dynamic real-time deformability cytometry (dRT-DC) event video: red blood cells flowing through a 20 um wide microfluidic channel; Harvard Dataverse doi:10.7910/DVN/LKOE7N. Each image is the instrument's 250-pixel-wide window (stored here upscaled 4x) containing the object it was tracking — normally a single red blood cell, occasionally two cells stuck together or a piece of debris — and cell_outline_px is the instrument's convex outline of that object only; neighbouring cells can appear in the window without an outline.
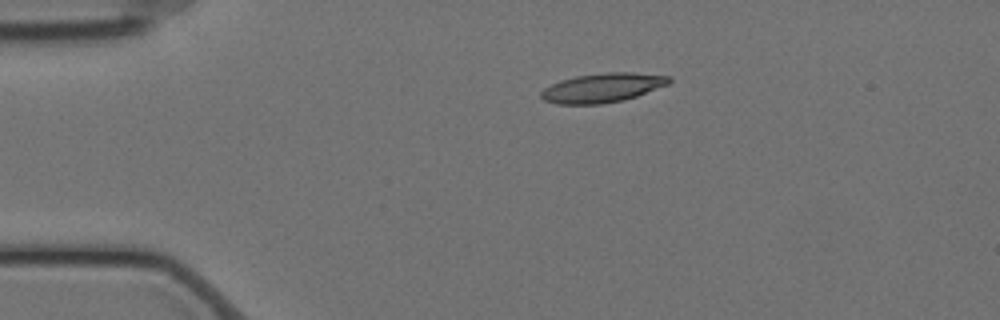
{"species": "Egyptian fruit bat (a non-hibernating species)", "species_latin": "Rousettus aegyptiacus", "temperature_condition": "cold", "stored_images_in_passage": 47, "camera_frame_rate_fps": 3000, "um_per_image_px": 0.085, "animal": {"sex": "female"}, "frame": {"image": 1, "passage_image": 1, "time_ms": 0.0, "image_size_px": [1000, 320], "cell_outline_px": [[672, 80], [668, 84], [636, 96], [624, 100], [600, 104], [556, 104], [544, 100], [540, 96], [540, 92], [544, 88], [560, 80], [576, 76], [604, 72], [632, 72], [672, 76]], "centroid_in_image_um": [51.21, 7.45], "position_along_channel_um": 33.8, "area_um2": 21.85}}
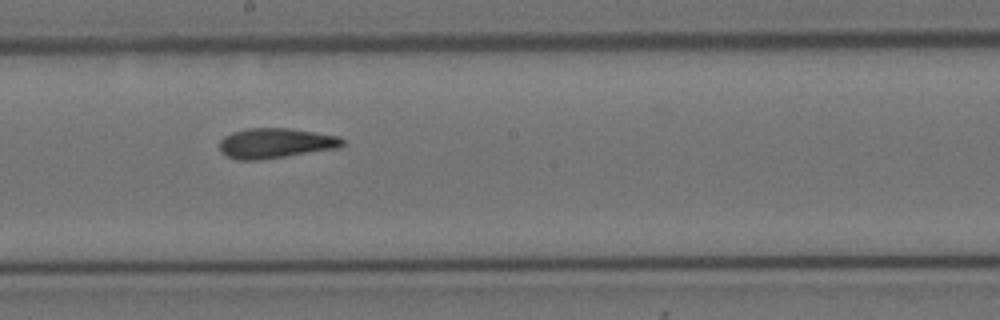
{"frame": {"image": 2, "passage_image": 21, "time_ms": 6.667, "image_size_px": [1000, 320], "cell_outline_px": [[344, 144], [340, 148], [260, 160], [236, 160], [220, 152], [220, 140], [224, 136], [232, 132], [248, 128], [288, 128], [340, 136], [344, 140]], "centroid_in_image_um": [23.43, 12.17], "position_along_channel_um": 224.8, "area_um2": 21.68}}
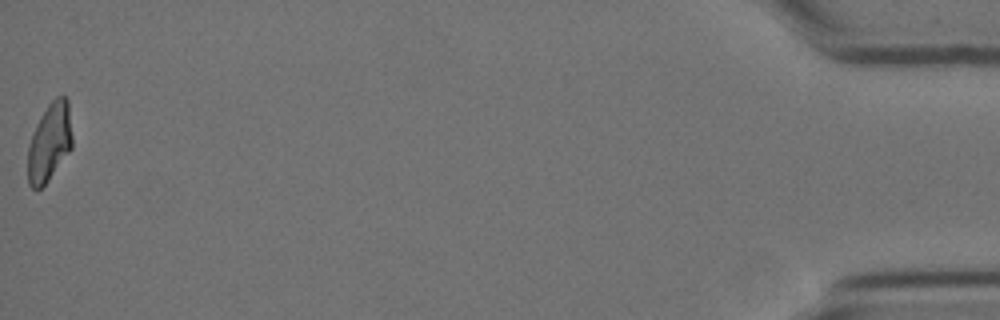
{"frame": {"image": 3, "passage_image": 47, "time_ms": 15.333, "image_size_px": [1000, 320], "cell_outline_px": [[72, 148], [48, 180], [36, 192], [28, 184], [28, 144], [32, 132], [40, 116], [48, 104], [56, 96], [64, 96], [68, 100], [72, 136]], "centroid_in_image_um": [4.19, 12.09], "position_along_channel_um": 431.0, "area_um2": 20.35}, "authors_computed_cell_mechanics": {"area_um2": 21.4438, "velocity_mm_per_s": 3.5047, "shape_relaxation_time_tau1_ms": 7.9979, "shape_relaxation_time_tau2_ms": 2.7186, "deformation_change_tau1": 0.2215, "deformation_change_tau2": 0.108}}